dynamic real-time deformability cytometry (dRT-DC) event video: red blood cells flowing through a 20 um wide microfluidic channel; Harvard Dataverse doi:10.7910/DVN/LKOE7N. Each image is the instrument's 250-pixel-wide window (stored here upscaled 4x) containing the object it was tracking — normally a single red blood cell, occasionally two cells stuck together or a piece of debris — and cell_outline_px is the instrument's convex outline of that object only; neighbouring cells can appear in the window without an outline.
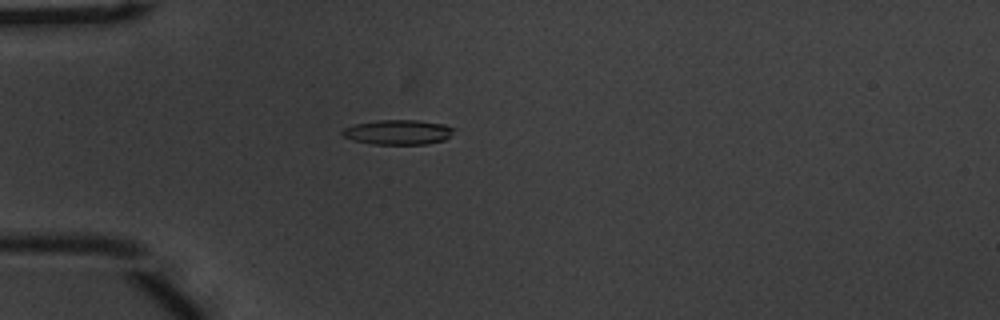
{"species": "common noctule bat (a hibernating species)", "species_latin": "Nyctalus noctula", "temperature_condition": "warm", "stored_images_in_passage": 44, "camera_frame_rate_fps": 3000, "um_per_image_px": 0.085, "animal": {"sex": "male", "body_mass_g": 20.1, "forearm_length_mm": 53.5}, "frame": {"image": 1, "passage_image": 5, "time_ms": 1.333, "image_size_px": [1000, 320], "cell_outline_px": [[456, 128], [444, 140], [428, 144], [372, 144], [352, 140], [344, 136], [340, 132], [344, 128], [356, 124], [376, 120], [420, 120], [444, 124]], "centroid_in_image_um": [33.83, 11.23], "position_along_channel_um": 51.2, "area_um2": 16.13}}
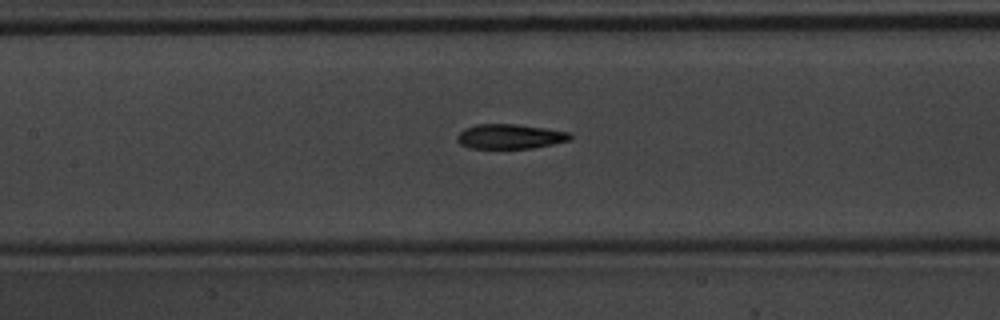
{"frame": {"image": 2, "passage_image": 15, "time_ms": 4.667, "image_size_px": [1000, 320], "cell_outline_px": [[572, 136], [568, 140], [552, 144], [532, 148], [468, 148], [460, 144], [456, 140], [456, 136], [464, 128], [476, 124], [516, 124], [544, 128], [568, 132]], "centroid_in_image_um": [43.28, 11.6], "position_along_channel_um": 164.1, "area_um2": 16.18}}
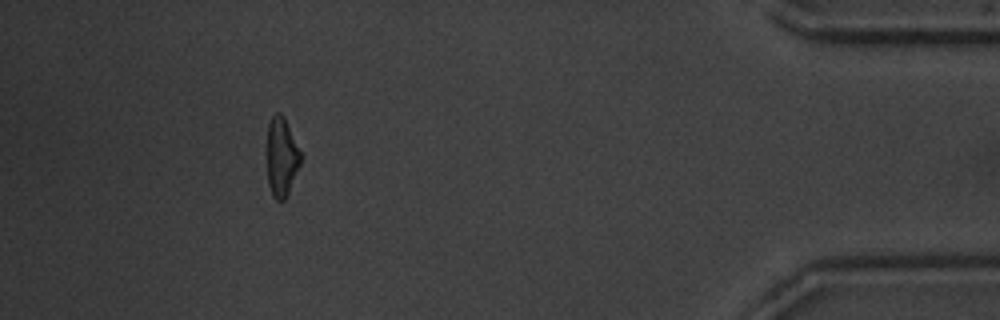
{"frame": {"image": 3, "passage_image": 39, "time_ms": 12.667, "image_size_px": [1000, 320], "cell_outline_px": [[300, 164], [288, 192], [284, 200], [276, 200], [272, 196], [268, 184], [268, 124], [272, 116], [276, 112], [280, 112], [284, 116], [300, 152]], "centroid_in_image_um": [23.92, 13.34], "position_along_channel_um": 411.3, "area_um2": 15.09}, "authors_computed_cell_mechanics": {"area_um2": 16.3863, "velocity_mm_per_s": 3.7631, "shape_relaxation_time_tau1_ms": 5.08, "shape_relaxation_time_tau2_ms": 3.264, "deformation_change_tau1": 0.186, "deformation_change_tau2": 0.1233}}